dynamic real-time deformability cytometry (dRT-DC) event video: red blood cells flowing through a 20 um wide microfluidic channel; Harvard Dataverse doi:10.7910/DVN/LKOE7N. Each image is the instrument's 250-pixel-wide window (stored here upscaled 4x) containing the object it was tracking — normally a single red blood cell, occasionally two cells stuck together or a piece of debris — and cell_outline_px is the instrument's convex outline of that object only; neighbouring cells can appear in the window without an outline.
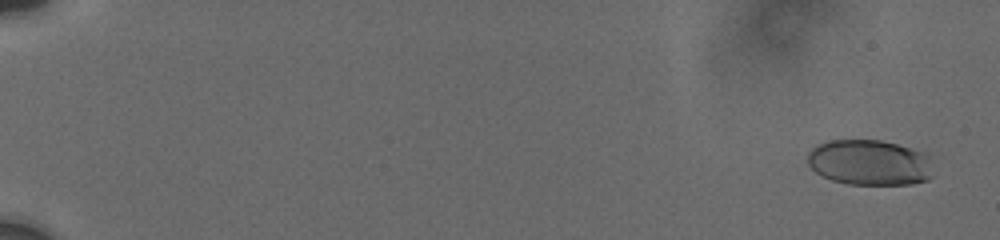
{"species": "human", "species_latin": "Homo sapiens", "temperature_condition": "cold", "stored_images_in_passage": 54, "camera_frame_rate_fps": 3000, "um_per_image_px": 0.085, "donor": {"sex": "male"}, "frame": {"image": 1, "passage_image": 3, "time_ms": 0.667, "image_size_px": [1000, 240], "cell_outline_px": [[932, 176], [928, 180], [912, 184], [848, 184], [832, 180], [816, 172], [808, 164], [808, 152], [816, 144], [828, 140], [880, 140], [896, 144], [924, 152], [928, 156]], "centroid_in_image_um": [73.89, 13.81], "position_along_channel_um": 11.1, "area_um2": 33.29}}
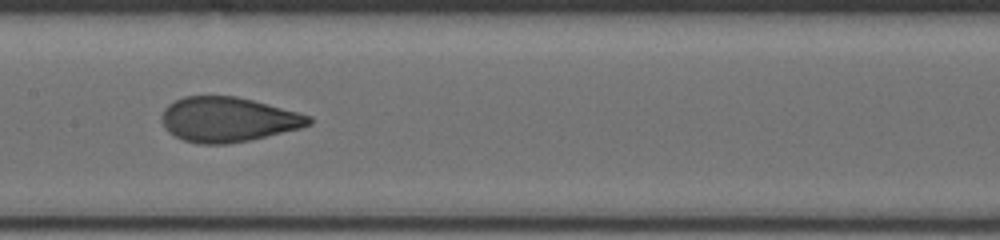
{"frame": {"image": 2, "passage_image": 31, "time_ms": 10.667, "image_size_px": [1000, 240], "cell_outline_px": [[312, 124], [300, 128], [248, 140], [228, 144], [200, 144], [184, 140], [168, 132], [164, 128], [160, 120], [160, 116], [164, 108], [168, 104], [184, 96], [236, 96], [252, 100], [312, 116]], "centroid_in_image_um": [19.33, 10.15], "position_along_channel_um": 188.1, "area_um2": 38.32}}
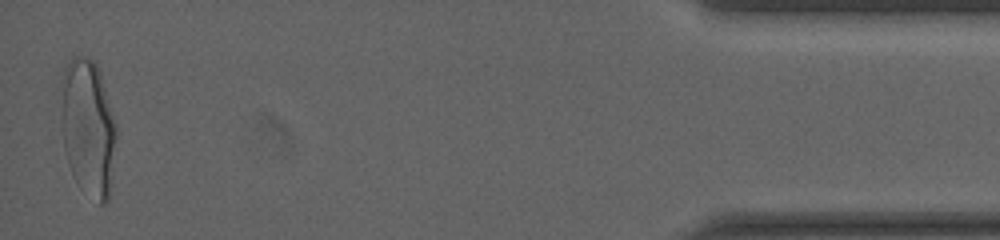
{"frame": {"image": 3, "passage_image": 53, "time_ms": 19.0, "image_size_px": [1000, 240], "cell_outline_px": [[116, 136], [112, 184], [108, 200], [104, 204], [100, 204], [80, 188], [76, 184], [72, 176], [68, 164], [64, 148], [60, 120], [64, 68], [72, 56], [84, 56], [92, 60], [96, 64], [100, 72], [116, 124]], "centroid_in_image_um": [7.48, 10.9], "position_along_channel_um": 427.7, "area_um2": 44.51}, "authors_computed_cell_mechanics": {"area_um2": 38.437, "velocity_mm_per_s": 3.7614, "shape_relaxation_time_tau1_ms": 4.6826, "shape_relaxation_time_tau2_ms": null, "deformation_change_tau1": 0.17, "deformation_change_tau2": null}}